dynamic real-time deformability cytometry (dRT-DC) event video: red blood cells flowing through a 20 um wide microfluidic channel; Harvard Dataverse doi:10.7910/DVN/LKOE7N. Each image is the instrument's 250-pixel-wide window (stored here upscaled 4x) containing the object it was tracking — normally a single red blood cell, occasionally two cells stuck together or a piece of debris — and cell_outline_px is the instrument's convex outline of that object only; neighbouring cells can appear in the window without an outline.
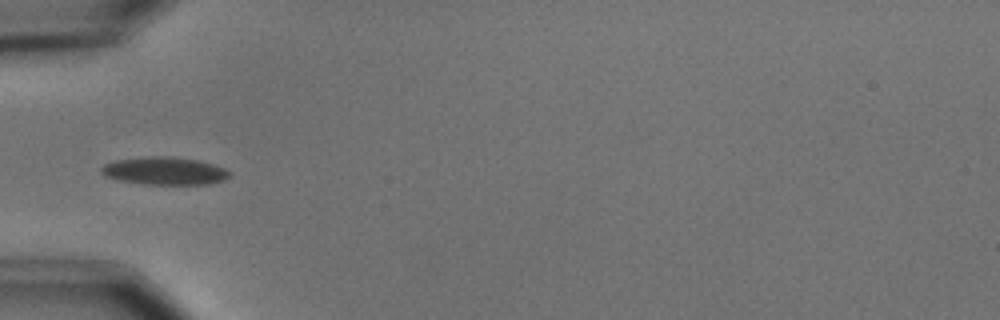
{"species": "common noctule bat (a hibernating species)", "species_latin": "Nyctalus noctula", "temperature_condition": "cold", "stored_images_in_passage": 8, "camera_frame_rate_fps": 3000, "um_per_image_px": 0.085, "animal": {"sex": "male", "body_mass_g": 15.6}, "frame": {"image": 1, "passage_image": 5, "time_ms": 4.667, "image_size_px": [1000, 320], "cell_outline_px": [[232, 172], [224, 180], [208, 184], [144, 184], [120, 180], [104, 176], [100, 172], [100, 168], [104, 164], [116, 160], [148, 156], [172, 156], [200, 160], [224, 168]], "centroid_in_image_um": [13.98, 14.52], "position_along_channel_um": 71.0, "area_um2": 20.81}}
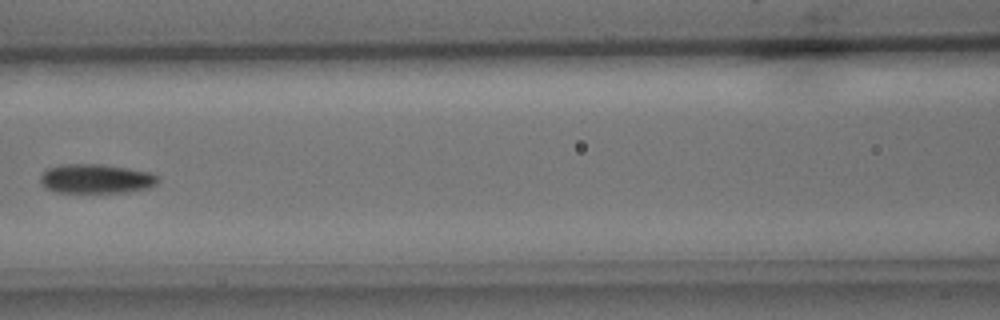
{"frame": {"image": 2, "passage_image": 7, "time_ms": 7.0, "image_size_px": [1000, 320], "cell_outline_px": [[160, 180], [156, 184], [148, 188], [128, 192], [56, 192], [44, 188], [40, 184], [40, 176], [48, 168], [60, 164], [100, 164], [128, 168], [152, 172], [160, 176]], "centroid_in_image_um": [8.18, 15.19], "position_along_channel_um": 158.4, "area_um2": 20.35}}
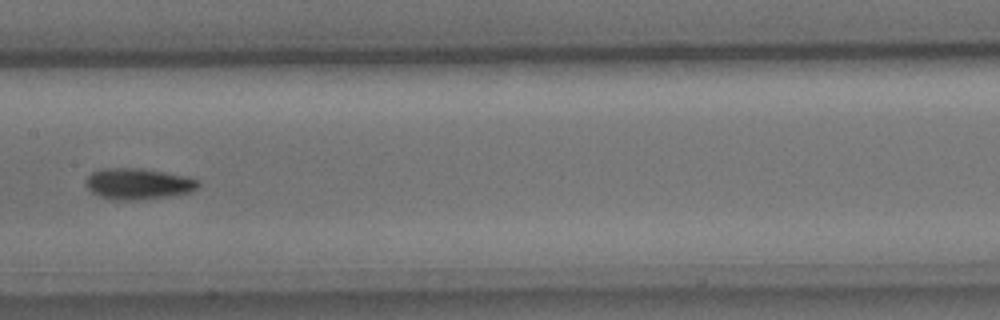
{"frame": {"image": 3, "passage_image": 8, "time_ms": 8.0, "image_size_px": [1000, 320], "cell_outline_px": [[200, 184], [196, 188], [188, 192], [168, 196], [140, 200], [116, 200], [92, 192], [88, 188], [88, 176], [92, 172], [104, 168], [144, 168], [188, 176], [200, 180]], "centroid_in_image_um": [11.8, 15.61], "position_along_channel_um": 195.6, "area_um2": 20.17}}